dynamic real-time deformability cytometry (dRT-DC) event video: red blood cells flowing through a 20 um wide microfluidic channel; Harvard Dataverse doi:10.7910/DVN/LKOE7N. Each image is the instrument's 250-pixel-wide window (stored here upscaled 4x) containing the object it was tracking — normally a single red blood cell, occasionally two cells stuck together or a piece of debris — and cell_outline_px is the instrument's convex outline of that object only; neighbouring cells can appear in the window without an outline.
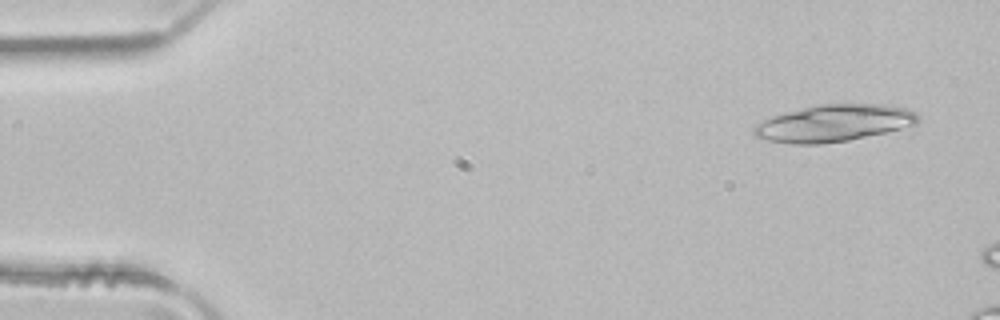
{"species": "common noctule bat (a hibernating species)", "species_latin": "Nyctalus noctula", "temperature_condition": "room temperature", "stored_images_in_passage": 3, "camera_frame_rate_fps": 3000, "um_per_image_px": 0.085, "animal": {"sex": "male", "body_mass_g": 21.5, "forearm_length_mm": 52.0}, "frame": {"image": 1, "passage_image": 1, "time_ms": 0.0, "image_size_px": [1000, 320], "cell_outline_px": [[920, 120], [916, 124], [884, 132], [848, 140], [820, 144], [792, 144], [768, 140], [752, 136], [752, 128], [756, 124], [772, 116], [820, 104], [880, 104], [908, 108], [916, 112], [920, 116]], "centroid_in_image_um": [70.87, 10.47], "position_along_channel_um": 14.1, "area_um2": 35.08}}